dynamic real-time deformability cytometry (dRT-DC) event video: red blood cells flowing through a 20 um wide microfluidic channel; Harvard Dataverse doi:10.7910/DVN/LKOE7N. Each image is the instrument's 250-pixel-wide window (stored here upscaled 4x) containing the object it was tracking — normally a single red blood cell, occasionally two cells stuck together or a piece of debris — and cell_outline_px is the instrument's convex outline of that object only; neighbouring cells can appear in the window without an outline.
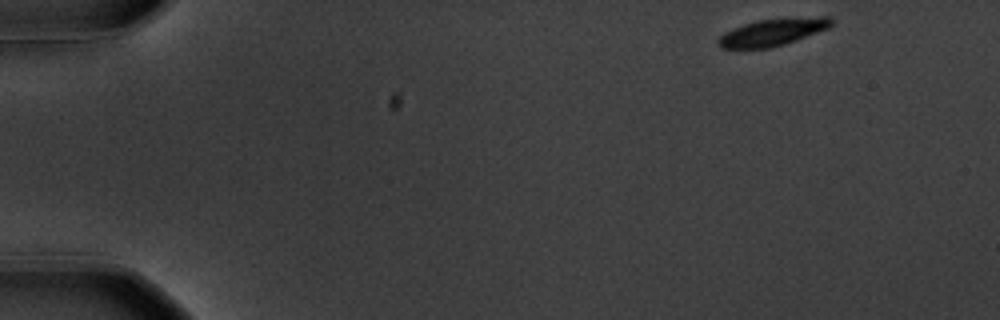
{"species": "common noctule bat (a hibernating species)", "species_latin": "Nyctalus noctula", "temperature_condition": "warm", "stored_images_in_passage": 11, "camera_frame_rate_fps": 3000, "um_per_image_px": 0.085, "animal": {"sex": "male", "body_mass_g": 20.1, "forearm_length_mm": 53.5}, "frame": {"image": 1, "passage_image": 1, "time_ms": 0.0, "image_size_px": [1000, 320], "cell_outline_px": [[832, 24], [828, 28], [796, 40], [784, 44], [768, 48], [720, 48], [716, 44], [716, 40], [724, 32], [732, 28], [756, 20], [820, 16], [832, 16]], "centroid_in_image_um": [65.64, 2.73], "position_along_channel_um": 19.4, "area_um2": 17.86}}